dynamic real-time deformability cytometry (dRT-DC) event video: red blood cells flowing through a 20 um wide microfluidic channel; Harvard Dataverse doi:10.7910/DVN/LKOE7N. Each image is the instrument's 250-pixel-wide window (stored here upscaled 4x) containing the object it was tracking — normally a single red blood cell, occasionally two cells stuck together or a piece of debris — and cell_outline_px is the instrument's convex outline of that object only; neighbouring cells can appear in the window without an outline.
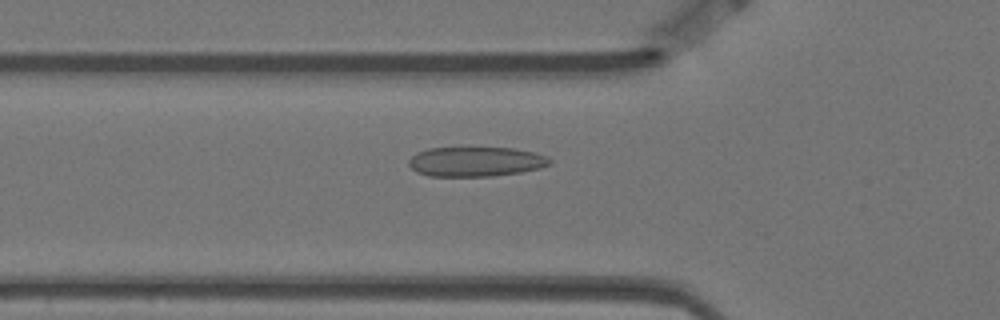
{"species": "Egyptian fruit bat (a non-hibernating species)", "species_latin": "Rousettus aegyptiacus", "temperature_condition": "warm", "stored_images_in_passage": 16, "camera_frame_rate_fps": 3000, "um_per_image_px": 0.085, "animal": {"sex": "female"}, "frame": {"image": 1, "passage_image": 6, "time_ms": 1.667, "image_size_px": [1000, 320], "cell_outline_px": [[552, 164], [540, 168], [520, 172], [492, 176], [428, 176], [416, 172], [408, 164], [408, 160], [416, 152], [428, 148], [512, 148], [532, 152], [548, 156], [552, 160]], "centroid_in_image_um": [40.43, 13.74], "position_along_channel_um": 85.4, "area_um2": 24.45}}
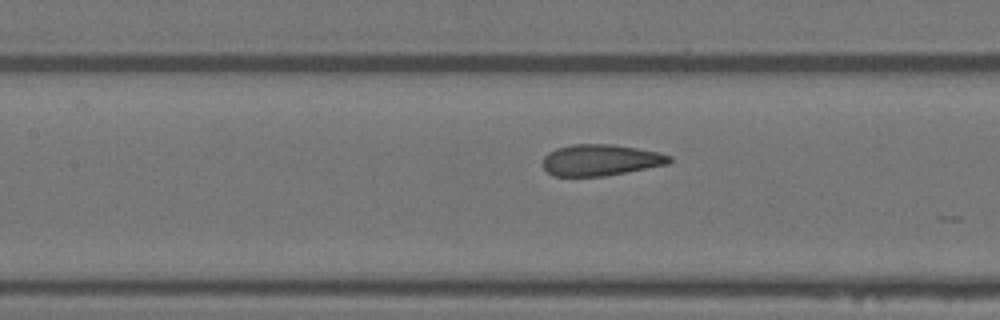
{"frame": {"image": 2, "passage_image": 12, "time_ms": 3.667, "image_size_px": [1000, 320], "cell_outline_px": [[672, 160], [668, 164], [604, 176], [552, 176], [544, 168], [544, 156], [548, 152], [556, 148], [572, 144], [612, 144], [660, 152], [672, 156]], "centroid_in_image_um": [51.05, 13.6], "position_along_channel_um": 156.3, "area_um2": 23.06}}
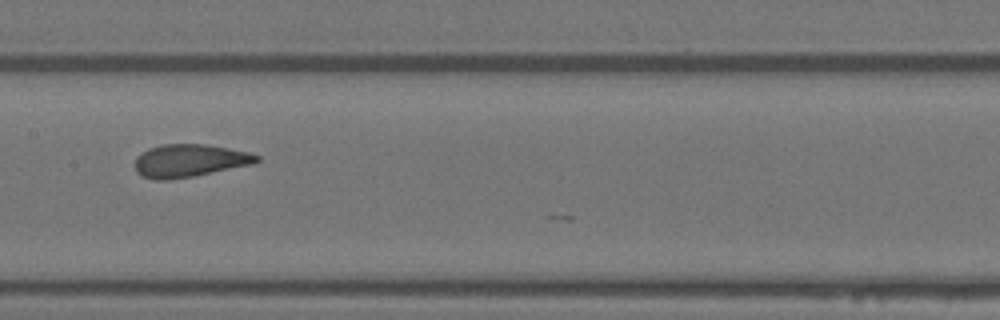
{"frame": {"image": 3, "passage_image": 15, "time_ms": 4.667, "image_size_px": [1000, 320], "cell_outline_px": [[260, 160], [252, 164], [192, 176], [168, 180], [156, 180], [140, 176], [136, 172], [136, 156], [148, 148], [160, 144], [204, 144], [228, 148], [248, 152], [260, 156]], "centroid_in_image_um": [16.07, 13.65], "position_along_channel_um": 191.3, "area_um2": 23.18}}